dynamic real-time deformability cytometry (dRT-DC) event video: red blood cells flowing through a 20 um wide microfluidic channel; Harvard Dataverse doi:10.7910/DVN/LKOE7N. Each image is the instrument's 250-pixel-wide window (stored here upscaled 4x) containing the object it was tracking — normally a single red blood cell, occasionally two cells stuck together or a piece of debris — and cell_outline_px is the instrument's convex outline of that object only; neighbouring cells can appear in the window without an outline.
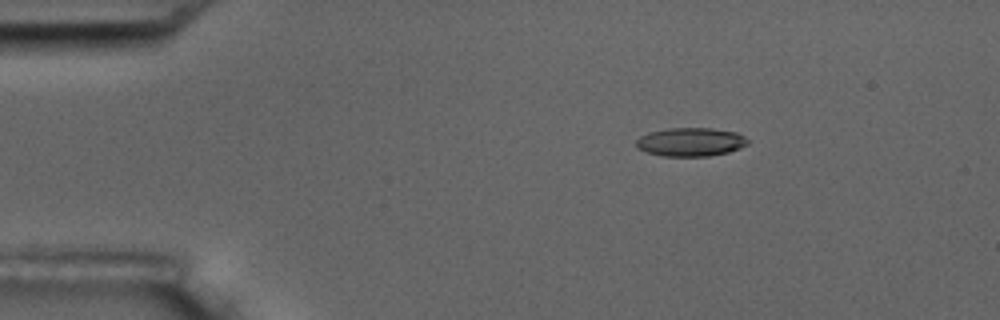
{"species": "common noctule bat (a hibernating species)", "species_latin": "Nyctalus noctula", "temperature_condition": "room temperature", "stored_images_in_passage": 4, "camera_frame_rate_fps": 3000, "um_per_image_px": 0.085, "animal": {"sex": "male", "body_mass_g": 17.5, "forearm_length_mm": 52.3}, "frame": {"image": 1, "passage_image": 2, "time_ms": 2.333, "image_size_px": [1000, 320], "cell_outline_px": [[748, 144], [740, 148], [728, 152], [708, 156], [660, 156], [636, 148], [636, 140], [640, 136], [648, 132], [668, 128], [712, 128], [736, 132], [744, 136], [748, 140]], "centroid_in_image_um": [58.69, 12.06], "position_along_channel_um": 26.3, "area_um2": 18.67}}